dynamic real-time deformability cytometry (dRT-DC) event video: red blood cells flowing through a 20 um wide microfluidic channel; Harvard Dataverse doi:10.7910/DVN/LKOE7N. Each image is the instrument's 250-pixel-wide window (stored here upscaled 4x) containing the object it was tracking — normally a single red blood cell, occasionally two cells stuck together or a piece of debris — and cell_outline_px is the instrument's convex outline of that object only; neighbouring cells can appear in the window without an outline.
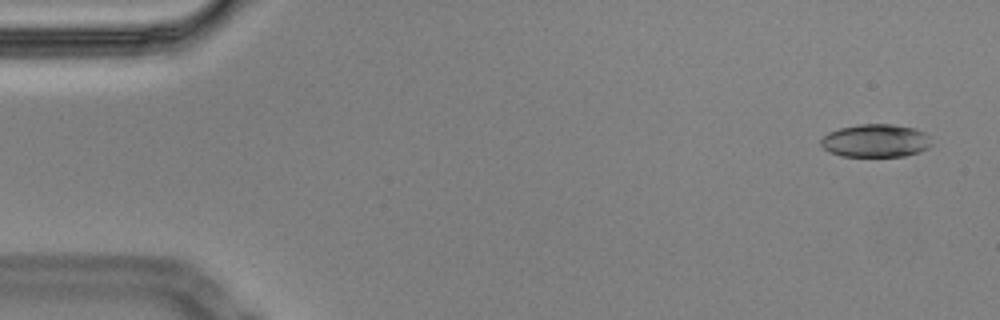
{"species": "Egyptian fruit bat (a non-hibernating species)", "species_latin": "Rousettus aegyptiacus", "temperature_condition": "cold", "stored_images_in_passage": 58, "camera_frame_rate_fps": 3000, "um_per_image_px": 0.085, "animal": {"sex": "male"}, "frame": {"image": 1, "passage_image": 3, "time_ms": 0.667, "image_size_px": [1000, 320], "cell_outline_px": [[932, 144], [928, 148], [920, 152], [904, 156], [840, 156], [824, 148], [820, 144], [820, 140], [828, 132], [840, 128], [860, 124], [892, 124], [912, 128], [924, 132], [928, 136]], "centroid_in_image_um": [74.43, 11.96], "position_along_channel_um": 10.6, "area_um2": 21.21}}
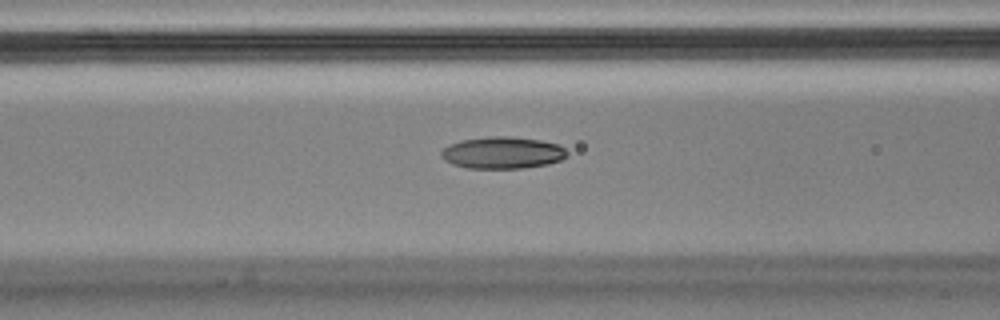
{"frame": {"image": 2, "passage_image": 23, "time_ms": 7.333, "image_size_px": [1000, 320], "cell_outline_px": [[568, 156], [560, 160], [548, 164], [524, 168], [468, 168], [452, 164], [444, 160], [440, 156], [440, 152], [448, 144], [460, 140], [492, 136], [508, 136], [540, 140], [556, 144], [564, 148], [568, 152]], "centroid_in_image_um": [42.69, 12.98], "position_along_channel_um": 123.9, "area_um2": 23.47}}
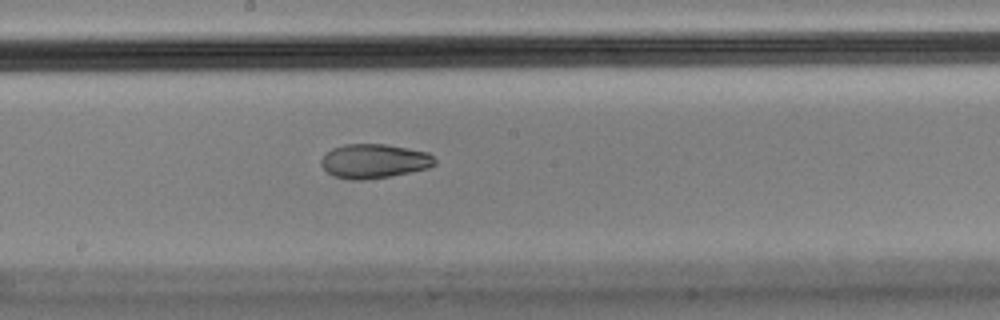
{"frame": {"image": 3, "passage_image": 31, "time_ms": 10.0, "image_size_px": [1000, 320], "cell_outline_px": [[436, 164], [428, 168], [388, 176], [364, 180], [352, 180], [332, 176], [320, 164], [320, 160], [332, 148], [344, 144], [384, 144], [408, 148], [428, 152], [436, 160]], "centroid_in_image_um": [31.78, 13.69], "position_along_channel_um": 216.4, "area_um2": 22.6}, "authors_computed_cell_mechanics": {"area_um2": 22.8599, "velocity_mm_per_s": 3.4665, "shape_relaxation_time_tau1_ms": null, "shape_relaxation_time_tau2_ms": 4.694, "deformation_change_tau1": null, "deformation_change_tau2": 0.0912}}